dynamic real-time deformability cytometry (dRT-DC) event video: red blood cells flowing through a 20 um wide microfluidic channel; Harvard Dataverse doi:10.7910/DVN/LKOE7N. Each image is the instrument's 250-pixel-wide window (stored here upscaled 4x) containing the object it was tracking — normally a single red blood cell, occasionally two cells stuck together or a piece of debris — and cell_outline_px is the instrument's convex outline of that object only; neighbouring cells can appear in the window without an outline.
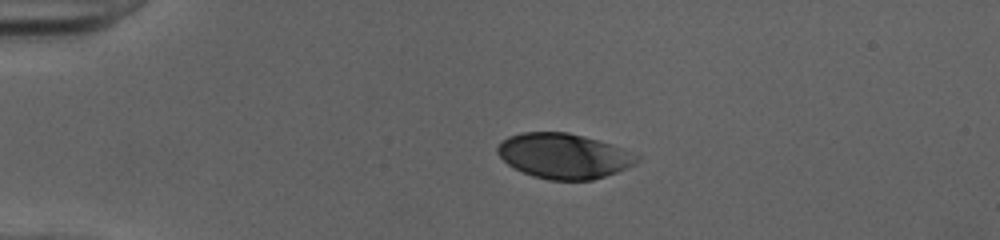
{"species": "human", "species_latin": "Homo sapiens", "temperature_condition": "cold", "stored_images_in_passage": 40, "camera_frame_rate_fps": 3000, "um_per_image_px": 0.085, "donor": {"sex": "female"}, "frame": {"image": 1, "passage_image": 1, "time_ms": 0.0, "image_size_px": [1000, 240], "cell_outline_px": [[640, 160], [636, 164], [616, 172], [592, 180], [548, 180], [532, 176], [508, 164], [496, 152], [496, 148], [500, 140], [508, 136], [520, 132], [568, 132], [584, 136], [612, 144], [640, 156]], "centroid_in_image_um": [47.91, 13.24], "position_along_channel_um": 37.1, "area_um2": 36.76}}
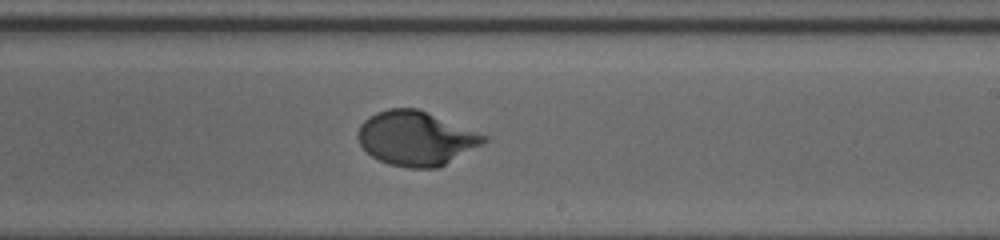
{"frame": {"image": 2, "passage_image": 21, "time_ms": 6.667, "image_size_px": [1000, 240], "cell_outline_px": [[488, 140], [484, 144], [436, 168], [408, 168], [388, 164], [372, 156], [360, 144], [356, 136], [356, 132], [360, 124], [368, 116], [376, 112], [388, 108], [416, 108], [488, 136]], "centroid_in_image_um": [35.32, 11.75], "position_along_channel_um": 253.7, "area_um2": 39.65}}
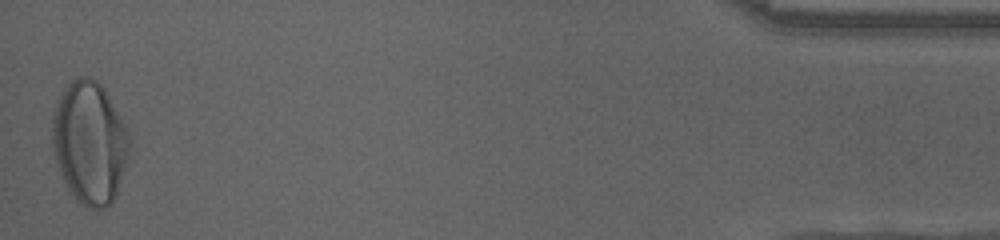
{"frame": {"image": 3, "passage_image": 40, "time_ms": 13.0, "image_size_px": [1000, 240], "cell_outline_px": [[128, 152], [116, 196], [104, 208], [96, 212], [88, 208], [76, 200], [68, 192], [60, 172], [56, 160], [52, 144], [52, 112], [56, 100], [64, 88], [76, 76], [88, 76], [96, 80], [104, 88], [124, 124], [128, 136]], "centroid_in_image_um": [7.57, 12.12], "position_along_channel_um": 427.6, "area_um2": 54.97}, "authors_computed_cell_mechanics": {"area_um2": 39.5641, "velocity_mm_per_s": 4.0075, "shape_relaxation_time_tau1_ms": 3.6827, "shape_relaxation_time_tau2_ms": null, "deformation_change_tau1": 0.1875, "deformation_change_tau2": null}}